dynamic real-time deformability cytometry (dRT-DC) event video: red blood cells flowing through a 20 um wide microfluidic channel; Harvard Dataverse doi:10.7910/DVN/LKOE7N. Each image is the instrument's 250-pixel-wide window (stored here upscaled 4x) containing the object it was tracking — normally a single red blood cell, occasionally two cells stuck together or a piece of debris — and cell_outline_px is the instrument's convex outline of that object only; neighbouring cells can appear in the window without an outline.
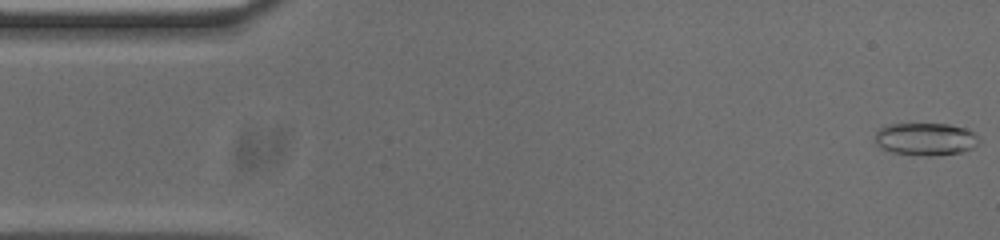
{"species": "common noctule bat (a hibernating species)", "species_latin": "Nyctalus noctula", "temperature_condition": "cold", "stored_images_in_passage": 53, "camera_frame_rate_fps": 3000, "um_per_image_px": 0.085, "animal": {"sex": "male", "body_mass_g": 20.0, "forearm_length_mm": 53.3}, "frame": {"image": 1, "passage_image": 1, "time_ms": 0.0, "image_size_px": [1000, 240], "cell_outline_px": [[980, 140], [972, 148], [964, 152], [936, 156], [924, 156], [892, 152], [880, 148], [876, 144], [876, 132], [884, 124], [948, 124], [964, 128], [972, 132]], "centroid_in_image_um": [78.65, 11.83], "position_along_channel_um": 6.3, "area_um2": 19.83}}
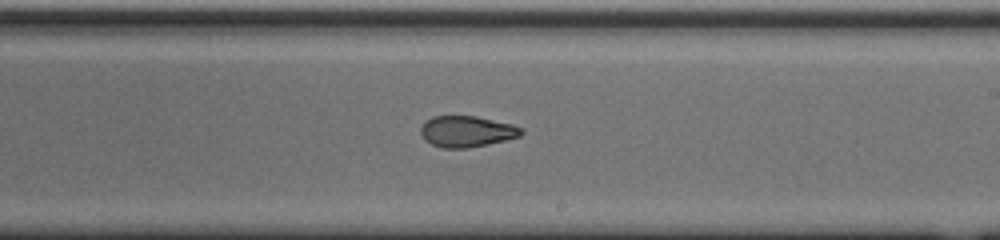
{"frame": {"image": 2, "passage_image": 30, "time_ms": 9.667, "image_size_px": [1000, 240], "cell_outline_px": [[524, 132], [520, 136], [488, 144], [468, 148], [444, 148], [432, 144], [424, 140], [420, 132], [420, 128], [424, 120], [432, 116], [476, 116], [512, 124], [520, 128]], "centroid_in_image_um": [39.63, 11.17], "position_along_channel_um": 249.4, "area_um2": 18.26}}
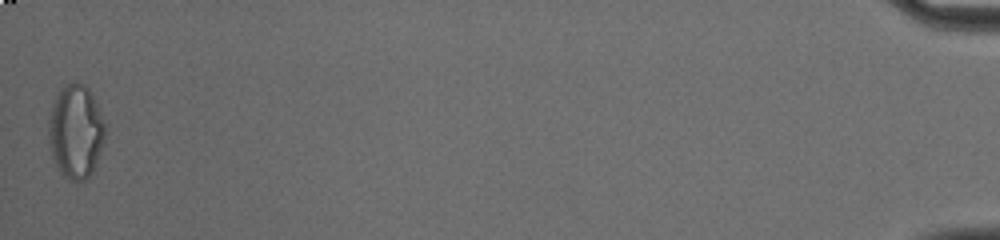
{"frame": {"image": 3, "passage_image": 53, "time_ms": 17.333, "image_size_px": [1000, 240], "cell_outline_px": [[104, 140], [96, 164], [92, 172], [84, 180], [72, 180], [60, 176], [52, 156], [48, 140], [48, 120], [52, 104], [60, 88], [72, 80], [76, 80], [84, 84], [88, 88], [100, 112], [104, 124]], "centroid_in_image_um": [6.4, 11.17], "position_along_channel_um": 428.8, "area_um2": 31.04}, "authors_computed_cell_mechanics": {"area_um2": 19.363, "velocity_mm_per_s": 3.7447, "shape_relaxation_time_tau1_ms": null, "shape_relaxation_time_tau2_ms": 2.7516, "deformation_change_tau1": null, "deformation_change_tau2": 0.0815}}